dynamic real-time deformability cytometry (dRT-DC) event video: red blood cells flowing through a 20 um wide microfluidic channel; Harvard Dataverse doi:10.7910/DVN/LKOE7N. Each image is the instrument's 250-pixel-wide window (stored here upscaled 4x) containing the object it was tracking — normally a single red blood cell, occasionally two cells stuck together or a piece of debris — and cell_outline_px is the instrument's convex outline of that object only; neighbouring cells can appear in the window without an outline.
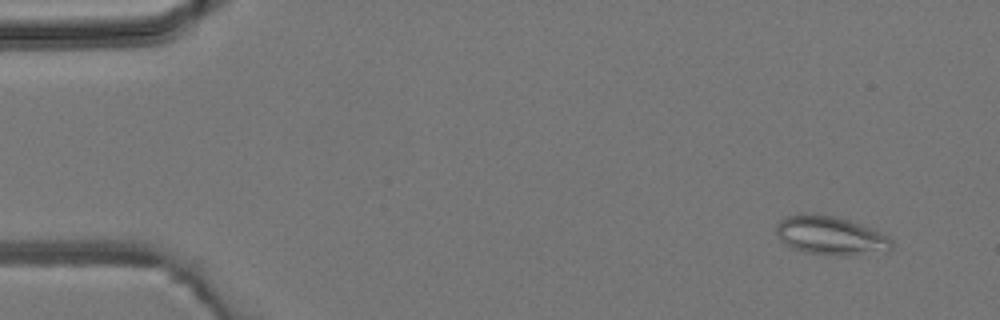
{"species": "common noctule bat (a hibernating species)", "species_latin": "Nyctalus noctula", "temperature_condition": "room temperature", "stored_images_in_passage": 4, "camera_frame_rate_fps": 3000, "um_per_image_px": 0.085, "animal": {"sex": "male", "body_mass_g": 19.2, "forearm_length_mm": 51.8}, "frame": {"image": 1, "passage_image": 2, "time_ms": 1.0, "image_size_px": [1000, 320], "cell_outline_px": [[892, 248], [888, 252], [852, 256], [824, 256], [804, 252], [792, 248], [780, 240], [776, 232], [776, 224], [780, 220], [788, 216], [800, 212], [804, 212], [836, 216], [860, 224], [888, 236], [892, 240]], "centroid_in_image_um": [70.59, 20.05], "position_along_channel_um": 14.4, "area_um2": 26.7}}